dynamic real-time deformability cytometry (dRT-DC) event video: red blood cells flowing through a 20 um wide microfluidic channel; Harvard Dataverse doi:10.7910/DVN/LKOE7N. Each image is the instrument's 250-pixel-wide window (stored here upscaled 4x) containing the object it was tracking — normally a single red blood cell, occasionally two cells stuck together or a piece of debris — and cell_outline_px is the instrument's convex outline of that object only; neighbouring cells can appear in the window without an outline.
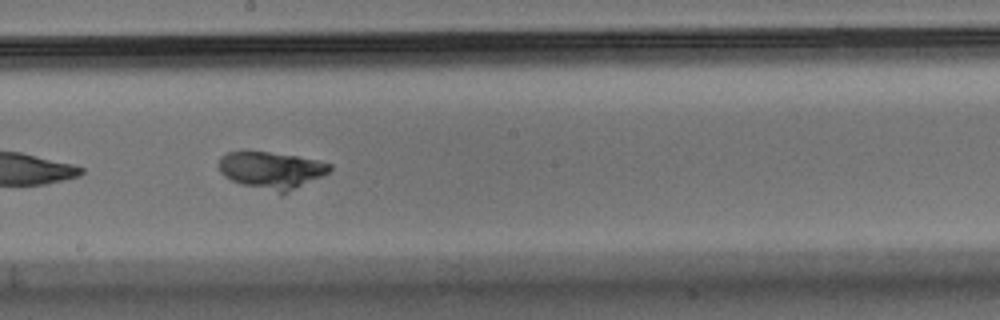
{"species": "Egyptian fruit bat (a non-hibernating species)", "species_latin": "Rousettus aegyptiacus", "temperature_condition": "warm", "stored_images_in_passage": 28, "camera_frame_rate_fps": 3000, "um_per_image_px": 0.085, "animal": {"sex": "male"}, "frame": {"image": 1, "passage_image": 24, "time_ms": 7.667, "image_size_px": [1000, 320], "cell_outline_px": [[332, 168], [328, 172], [280, 196], [240, 184], [224, 176], [220, 172], [216, 164], [220, 156], [228, 152], [268, 152], [296, 156], [316, 160], [332, 164]], "centroid_in_image_um": [23.01, 14.49], "position_along_channel_um": 225.2, "area_um2": 24.16}}